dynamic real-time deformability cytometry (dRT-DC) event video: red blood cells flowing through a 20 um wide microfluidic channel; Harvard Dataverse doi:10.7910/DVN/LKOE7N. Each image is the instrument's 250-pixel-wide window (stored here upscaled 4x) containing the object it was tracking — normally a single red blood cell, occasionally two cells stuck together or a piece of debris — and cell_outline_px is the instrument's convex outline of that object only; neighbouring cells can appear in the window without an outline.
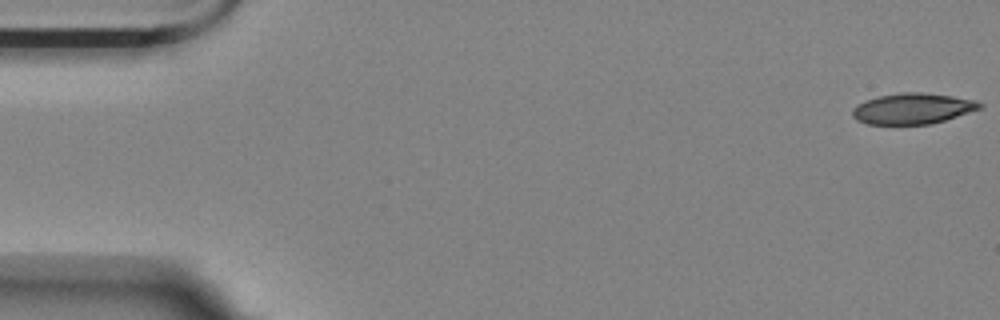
{"species": "Egyptian fruit bat (a non-hibernating species)", "species_latin": "Rousettus aegyptiacus", "temperature_condition": "room temperature", "stored_images_in_passage": 53, "camera_frame_rate_fps": 3000, "um_per_image_px": 0.085, "animal": {"sex": "female"}, "frame": {"image": 1, "passage_image": 1, "time_ms": 0.0, "image_size_px": [1000, 320], "cell_outline_px": [[984, 108], [944, 120], [928, 124], [868, 124], [856, 120], [852, 116], [852, 108], [856, 104], [864, 100], [880, 96], [900, 92], [924, 92], [952, 96], [976, 100], [984, 104]], "centroid_in_image_um": [77.58, 9.22], "position_along_channel_um": 7.4, "area_um2": 23.06}}
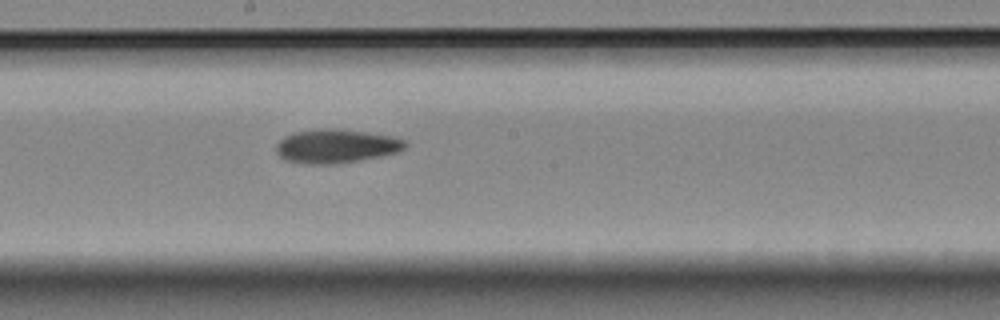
{"frame": {"image": 2, "passage_image": 30, "time_ms": 9.667, "image_size_px": [1000, 320], "cell_outline_px": [[408, 144], [404, 148], [396, 152], [380, 156], [336, 164], [308, 164], [284, 160], [276, 152], [276, 144], [284, 136], [292, 132], [324, 128], [336, 128], [368, 132], [392, 136], [404, 140]], "centroid_in_image_um": [28.54, 12.41], "position_along_channel_um": 219.7, "area_um2": 25.49}}
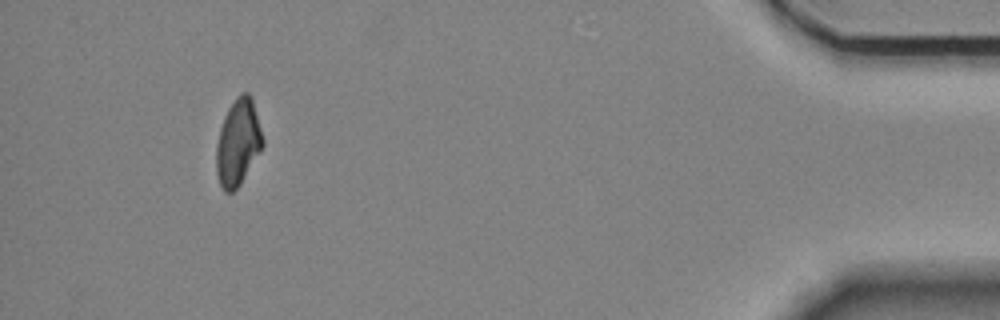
{"frame": {"image": 3, "passage_image": 52, "time_ms": 17.0, "image_size_px": [1000, 320], "cell_outline_px": [[264, 144], [260, 152], [240, 184], [232, 192], [224, 192], [220, 184], [216, 172], [216, 144], [220, 128], [224, 116], [228, 108], [236, 96], [240, 92], [248, 92], [252, 100], [264, 140]], "centroid_in_image_um": [20.22, 12.1], "position_along_channel_um": 415.0, "area_um2": 23.29}}